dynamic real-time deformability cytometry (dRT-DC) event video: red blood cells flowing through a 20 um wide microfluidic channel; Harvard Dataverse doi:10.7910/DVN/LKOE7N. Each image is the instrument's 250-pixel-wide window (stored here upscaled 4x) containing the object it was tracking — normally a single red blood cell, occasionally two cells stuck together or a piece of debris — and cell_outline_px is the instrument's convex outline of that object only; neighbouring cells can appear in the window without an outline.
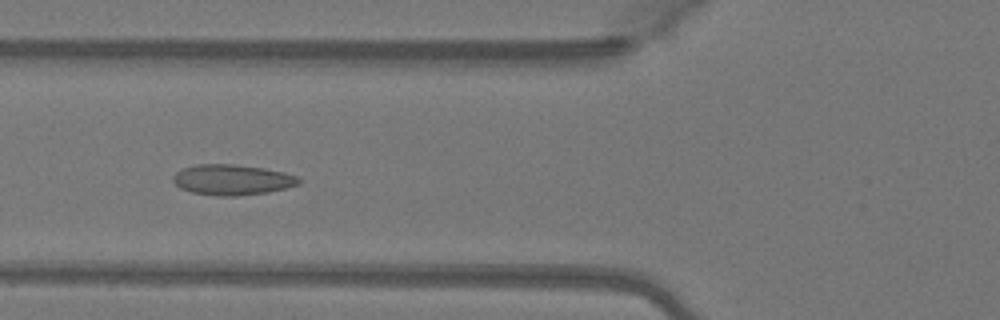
{"species": "Egyptian fruit bat (a non-hibernating species)", "species_latin": "Rousettus aegyptiacus", "temperature_condition": "warm", "stored_images_in_passage": 35, "camera_frame_rate_fps": 3000, "um_per_image_px": 0.085, "animal": {"sex": "female"}, "frame": {"image": 1, "passage_image": 3, "time_ms": 0.667, "image_size_px": [1000, 320], "cell_outline_px": [[300, 184], [268, 192], [236, 196], [216, 196], [192, 192], [180, 188], [172, 180], [172, 176], [180, 168], [196, 164], [232, 164], [264, 168], [284, 172], [296, 176], [300, 180]], "centroid_in_image_um": [19.69, 15.27], "position_along_channel_um": 106.1, "area_um2": 22.43}}
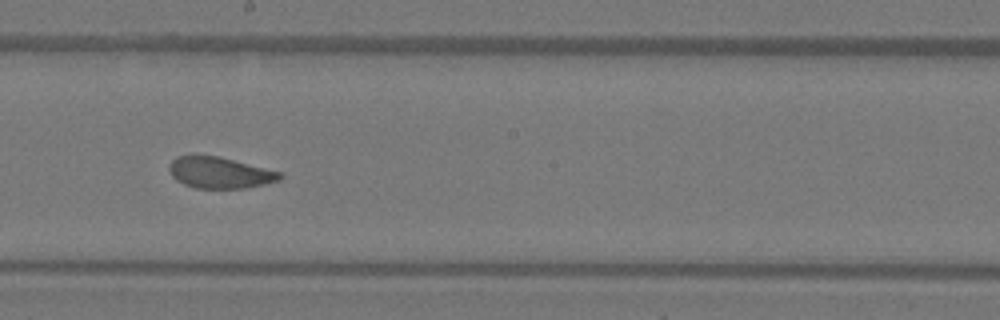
{"frame": {"image": 2, "passage_image": 12, "time_ms": 3.667, "image_size_px": [1000, 320], "cell_outline_px": [[284, 176], [280, 180], [264, 184], [244, 188], [196, 188], [184, 184], [176, 180], [172, 176], [168, 168], [168, 164], [176, 156], [196, 152], [220, 156], [280, 172]], "centroid_in_image_um": [18.61, 14.63], "position_along_channel_um": 229.6, "area_um2": 20.69}}
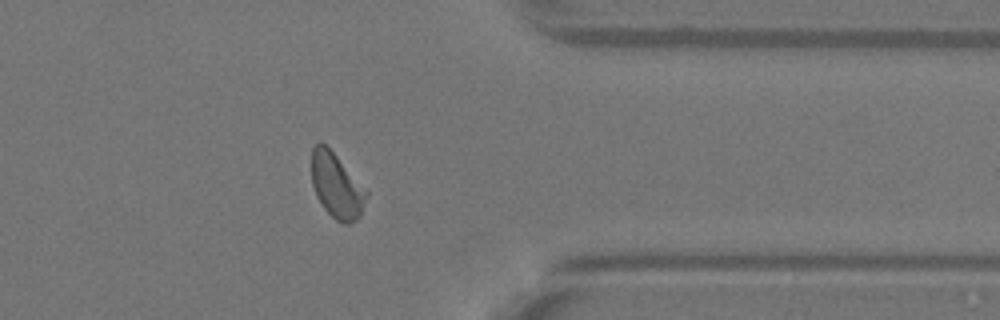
{"frame": {"image": 3, "passage_image": 24, "time_ms": 7.667, "image_size_px": [1000, 320], "cell_outline_px": [[368, 196], [360, 216], [356, 220], [348, 224], [344, 224], [336, 220], [324, 208], [316, 196], [312, 184], [312, 148], [320, 140], [336, 156], [368, 192]], "centroid_in_image_um": [28.6, 15.81], "position_along_channel_um": 382.8, "area_um2": 20.4}}